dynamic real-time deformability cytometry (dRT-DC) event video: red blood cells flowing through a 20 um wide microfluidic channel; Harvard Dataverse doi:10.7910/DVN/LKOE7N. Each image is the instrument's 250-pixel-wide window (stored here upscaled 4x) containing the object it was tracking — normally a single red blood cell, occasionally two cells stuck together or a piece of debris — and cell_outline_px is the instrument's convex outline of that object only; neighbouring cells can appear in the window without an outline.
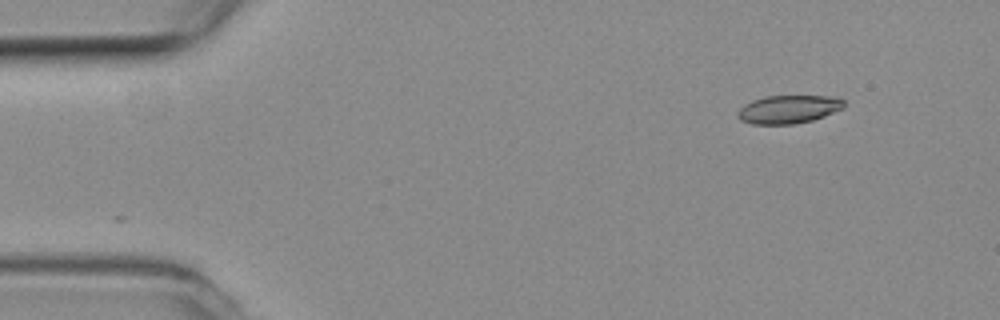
{"species": "common noctule bat (a hibernating species)", "species_latin": "Nyctalus noctula", "temperature_condition": "room temperature", "stored_images_in_passage": 2, "camera_frame_rate_fps": 3000, "um_per_image_px": 0.085, "animal": {"sex": "female", "body_mass_g": 19.3, "forearm_length_mm": 54.1}, "frame": {"image": 1, "passage_image": 2, "time_ms": 0.333, "image_size_px": [1000, 320], "cell_outline_px": [[844, 108], [824, 116], [812, 120], [792, 124], [752, 124], [740, 120], [736, 116], [736, 112], [744, 104], [752, 100], [764, 96], [828, 96], [844, 100]], "centroid_in_image_um": [66.97, 9.29], "position_along_channel_um": 18.0, "area_um2": 17.51}}